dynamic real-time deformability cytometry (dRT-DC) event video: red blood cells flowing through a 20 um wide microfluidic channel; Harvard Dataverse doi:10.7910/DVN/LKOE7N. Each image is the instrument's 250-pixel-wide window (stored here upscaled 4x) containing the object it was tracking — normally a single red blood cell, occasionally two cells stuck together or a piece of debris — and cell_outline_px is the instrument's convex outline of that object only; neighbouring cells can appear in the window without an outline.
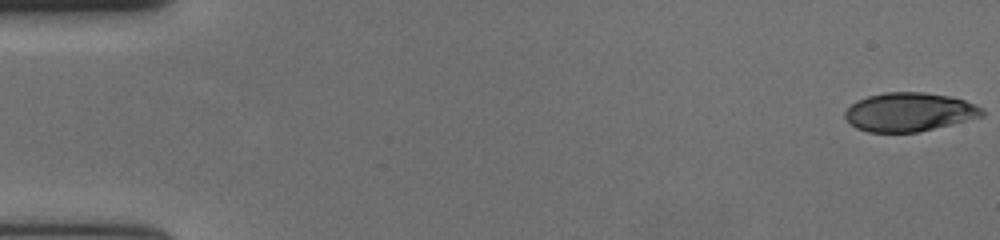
{"species": "human", "species_latin": "Homo sapiens", "temperature_condition": "cold", "stored_images_in_passage": 58, "camera_frame_rate_fps": 3000, "um_per_image_px": 0.085, "donor": {"sex": "female"}, "frame": {"image": 1, "passage_image": 1, "time_ms": 0.0, "image_size_px": [1000, 240], "cell_outline_px": [[984, 116], [916, 132], [868, 132], [856, 128], [844, 116], [844, 112], [856, 100], [868, 96], [884, 92], [924, 92], [948, 96], [964, 100], [976, 104], [984, 108]], "centroid_in_image_um": [77.29, 9.51], "position_along_channel_um": 7.7, "area_um2": 30.81}}
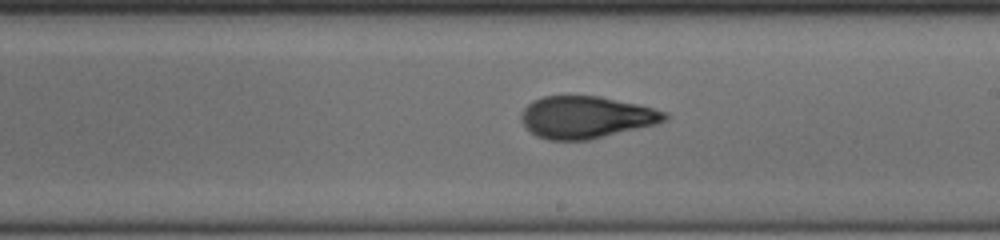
{"frame": {"image": 2, "passage_image": 34, "time_ms": 11.0, "image_size_px": [1000, 240], "cell_outline_px": [[668, 120], [656, 124], [588, 140], [548, 140], [536, 136], [520, 120], [520, 112], [532, 100], [544, 96], [600, 96], [640, 104], [668, 112]], "centroid_in_image_um": [49.83, 9.95], "position_along_channel_um": 239.2, "area_um2": 35.37}}
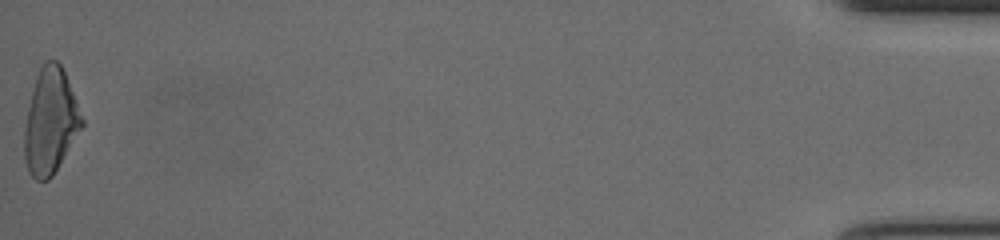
{"frame": {"image": 3, "passage_image": 58, "time_ms": 19.0, "image_size_px": [1000, 240], "cell_outline_px": [[84, 124], [52, 176], [48, 180], [36, 180], [28, 172], [24, 160], [24, 128], [32, 88], [36, 76], [44, 60], [56, 60], [60, 64], [64, 72], [84, 120]], "centroid_in_image_um": [4.26, 10.32], "position_along_channel_um": 430.9, "area_um2": 35.03}, "authors_computed_cell_mechanics": {"area_um2": 34.6511, "velocity_mm_per_s": 3.6585, "shape_relaxation_time_tau1_ms": 5.9728, "shape_relaxation_time_tau2_ms": 1.8405, "deformation_change_tau1": 0.2129, "deformation_change_tau2": 0.0812}}